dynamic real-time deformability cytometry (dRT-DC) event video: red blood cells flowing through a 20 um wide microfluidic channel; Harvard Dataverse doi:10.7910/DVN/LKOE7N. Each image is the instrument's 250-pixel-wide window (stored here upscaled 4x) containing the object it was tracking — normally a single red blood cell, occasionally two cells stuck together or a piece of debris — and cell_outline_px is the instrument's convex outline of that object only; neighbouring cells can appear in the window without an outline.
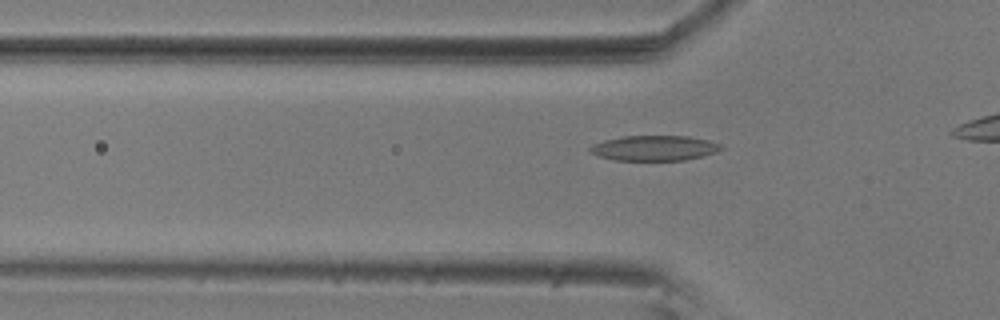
{"species": "common noctule bat (a hibernating species)", "species_latin": "Nyctalus noctula", "temperature_condition": "room temperature", "stored_images_in_passage": 42, "camera_frame_rate_fps": 3000, "um_per_image_px": 0.085, "animal": {"sex": "male", "body_mass_g": 20.5, "forearm_length_mm": 52.5}, "frame": {"image": 1, "passage_image": 6, "time_ms": 1.667, "image_size_px": [1000, 320], "cell_outline_px": [[724, 148], [716, 152], [684, 160], [616, 160], [600, 156], [588, 152], [588, 148], [592, 144], [604, 140], [624, 136], [688, 136], [708, 140], [720, 144]], "centroid_in_image_um": [55.59, 12.58], "position_along_channel_um": 70.2, "area_um2": 19.13}}
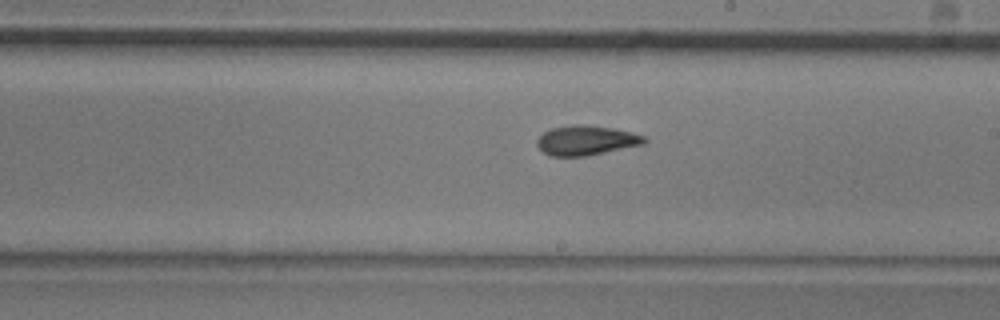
{"frame": {"image": 2, "passage_image": 20, "time_ms": 6.333, "image_size_px": [1000, 320], "cell_outline_px": [[648, 140], [644, 144], [584, 156], [548, 156], [536, 144], [536, 140], [544, 132], [552, 128], [572, 124], [580, 124], [612, 128], [644, 136]], "centroid_in_image_um": [49.79, 11.93], "position_along_channel_um": 239.2, "area_um2": 18.32}}
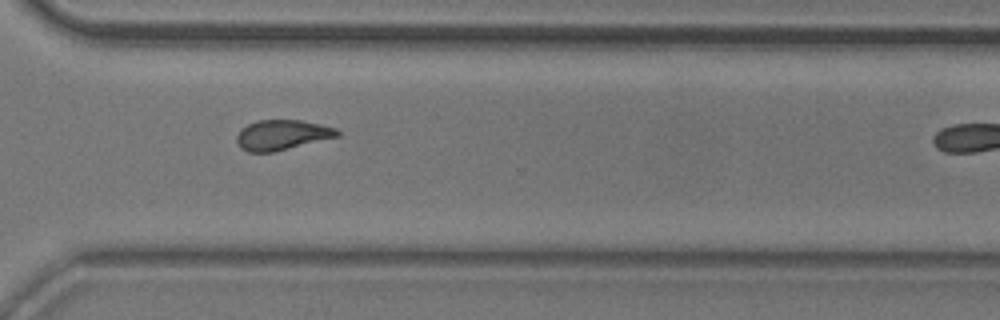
{"frame": {"image": 3, "passage_image": 29, "time_ms": 9.333, "image_size_px": [1000, 320], "cell_outline_px": [[340, 136], [272, 152], [248, 152], [240, 148], [236, 144], [236, 136], [240, 128], [256, 120], [300, 120], [320, 124], [336, 128], [340, 132]], "centroid_in_image_um": [23.93, 11.46], "position_along_channel_um": 346.7, "area_um2": 17.74}, "authors_computed_cell_mechanics": {"area_um2": 17.7157, "velocity_mm_per_s": 3.598, "shape_relaxation_time_tau1_ms": 4.6928, "shape_relaxation_time_tau2_ms": 3.9593, "deformation_change_tau1": 0.1431, "deformation_change_tau2": 0.1068}}